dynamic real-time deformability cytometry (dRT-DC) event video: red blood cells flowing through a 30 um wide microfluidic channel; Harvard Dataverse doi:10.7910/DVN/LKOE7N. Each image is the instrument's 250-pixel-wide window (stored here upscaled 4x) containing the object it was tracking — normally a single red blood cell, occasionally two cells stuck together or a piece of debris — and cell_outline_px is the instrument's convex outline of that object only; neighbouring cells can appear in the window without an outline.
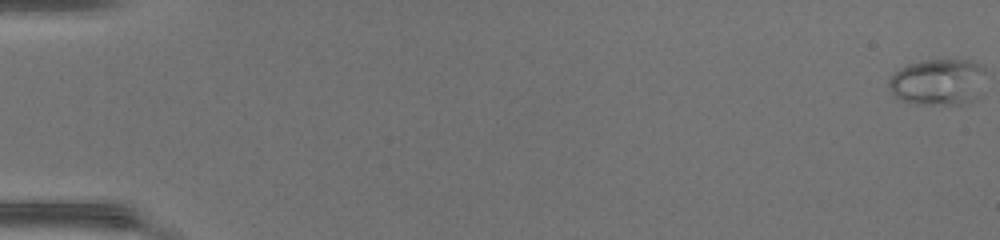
{"species": "common noctule bat (a hibernating species)", "species_latin": "Nyctalus noctula", "temperature_condition": "warm", "stored_images_in_passage": 50, "camera_frame_rate_fps": 3000, "um_per_image_px": 0.085, "animal": {"sex": "female", "body_mass_g": 17.0, "forearm_length_mm": 48.0}, "frame": {"image": 1, "passage_image": 1, "time_ms": 0.0, "image_size_px": [1000, 240], "cell_outline_px": [[984, 68], [980, 96], [976, 100], [960, 104], [916, 104], [900, 100], [888, 88], [888, 80], [900, 68], [908, 64], [924, 60], [972, 60], [980, 64]], "centroid_in_image_um": [79.74, 6.98], "position_along_channel_um": 5.3, "area_um2": 26.3}}
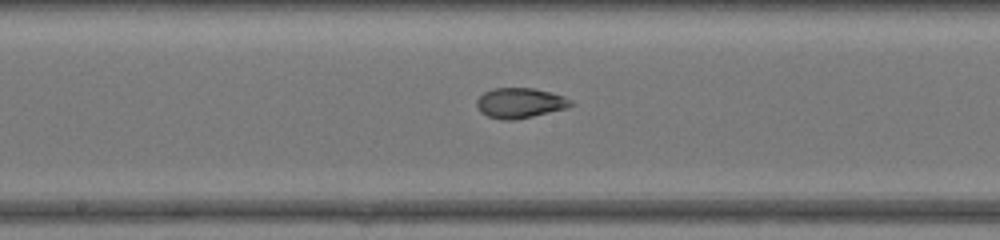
{"frame": {"image": 2, "passage_image": 28, "time_ms": 9.0, "image_size_px": [1000, 240], "cell_outline_px": [[576, 104], [568, 108], [532, 116], [512, 120], [504, 120], [488, 116], [480, 112], [476, 108], [476, 100], [484, 92], [492, 88], [532, 88], [564, 96], [572, 100]], "centroid_in_image_um": [44.2, 8.75], "position_along_channel_um": 204.0, "area_um2": 16.59}}
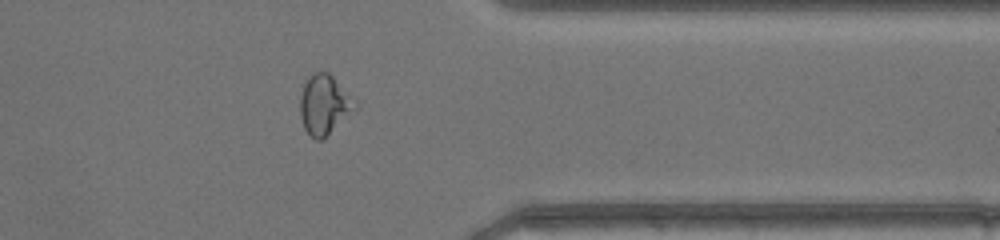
{"frame": {"image": 3, "passage_image": 41, "time_ms": 13.333, "image_size_px": [1000, 240], "cell_outline_px": [[356, 108], [320, 140], [316, 140], [304, 128], [300, 116], [300, 96], [304, 84], [308, 76], [312, 72], [328, 72], [356, 100]], "centroid_in_image_um": [27.54, 8.85], "position_along_channel_um": 383.9, "area_um2": 18.67}, "authors_computed_cell_mechanics": {"area_um2": 19.3052, "velocity_mm_per_s": 4.3391, "shape_relaxation_time_tau1_ms": 8.3837, "shape_relaxation_time_tau2_ms": 1.4603, "deformation_change_tau1": 0.2293, "deformation_change_tau2": 0.0614}}